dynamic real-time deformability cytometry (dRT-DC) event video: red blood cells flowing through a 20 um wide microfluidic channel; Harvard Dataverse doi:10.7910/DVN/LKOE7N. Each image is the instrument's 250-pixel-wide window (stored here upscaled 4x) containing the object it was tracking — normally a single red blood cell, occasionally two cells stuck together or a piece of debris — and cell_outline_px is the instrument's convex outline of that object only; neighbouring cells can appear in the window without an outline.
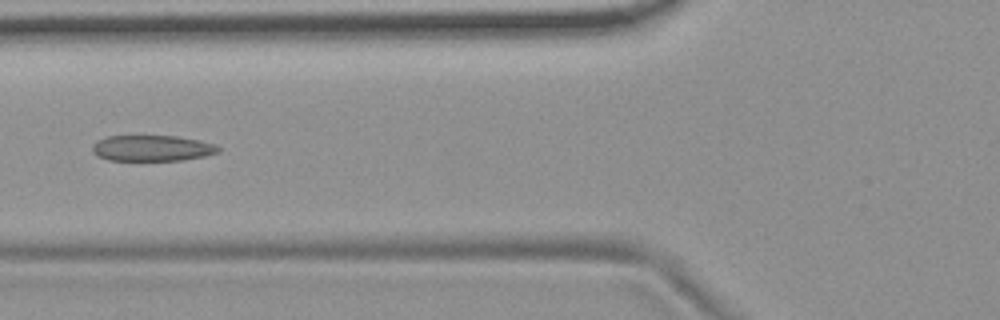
{"species": "common noctule bat (a hibernating species)", "species_latin": "Nyctalus noctula", "temperature_condition": "room temperature", "stored_images_in_passage": 5, "camera_frame_rate_fps": 3000, "um_per_image_px": 0.085, "animal": {"sex": "female", "body_mass_g": 19.9}, "frame": {"image": 1, "passage_image": 5, "time_ms": 4.667, "image_size_px": [1000, 320], "cell_outline_px": [[220, 152], [204, 156], [184, 160], [108, 160], [96, 156], [92, 152], [92, 144], [108, 136], [176, 136], [200, 140], [216, 144], [220, 148]], "centroid_in_image_um": [12.94, 12.6], "position_along_channel_um": 112.9, "area_um2": 19.07}}